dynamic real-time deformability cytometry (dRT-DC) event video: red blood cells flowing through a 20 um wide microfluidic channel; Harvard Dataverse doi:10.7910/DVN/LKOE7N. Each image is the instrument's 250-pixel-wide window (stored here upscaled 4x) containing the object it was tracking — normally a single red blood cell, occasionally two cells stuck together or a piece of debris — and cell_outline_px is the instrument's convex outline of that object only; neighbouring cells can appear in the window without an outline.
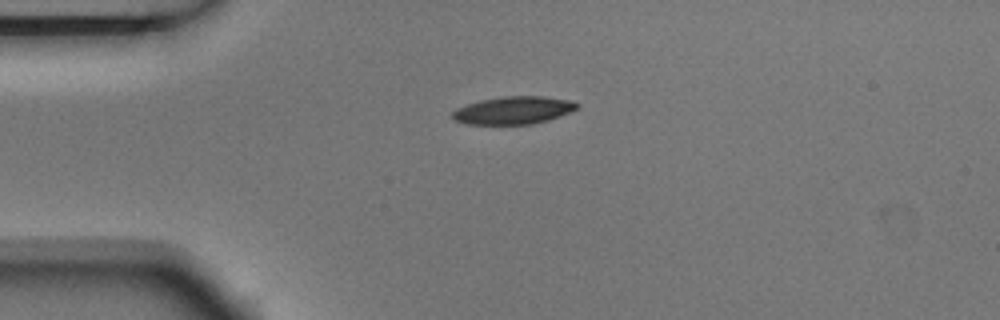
{"species": "Egyptian fruit bat (a non-hibernating species)", "species_latin": "Rousettus aegyptiacus", "temperature_condition": "room temperature", "stored_images_in_passage": 3, "camera_frame_rate_fps": 3000, "um_per_image_px": 0.085, "animal": {"sex": "male"}, "frame": {"image": 1, "passage_image": 1, "time_ms": 0.0, "image_size_px": [1000, 320], "cell_outline_px": [[580, 108], [560, 116], [548, 120], [532, 124], [468, 124], [452, 120], [452, 112], [456, 108], [480, 100], [504, 96], [540, 96], [568, 100], [580, 104]], "centroid_in_image_um": [43.64, 9.38], "position_along_channel_um": 41.4, "area_um2": 20.11}}
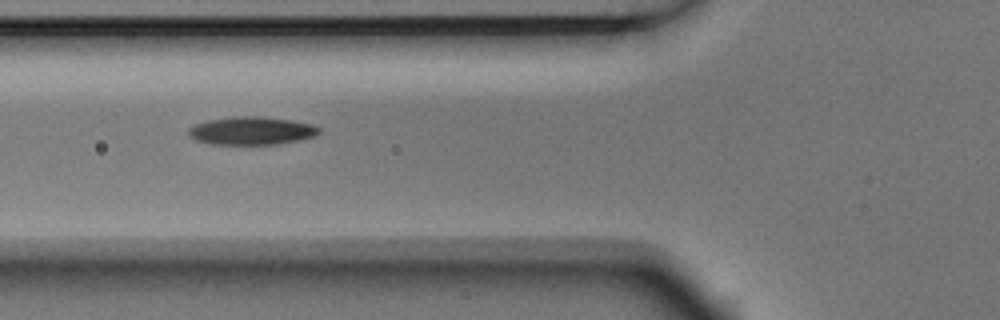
{"frame": {"image": 2, "passage_image": 3, "time_ms": 0.667, "image_size_px": [1000, 320], "cell_outline_px": [[320, 132], [316, 136], [300, 140], [276, 144], [212, 144], [196, 140], [188, 136], [188, 128], [196, 124], [208, 120], [232, 116], [260, 116], [292, 120], [312, 124], [320, 128]], "centroid_in_image_um": [21.39, 11.11], "position_along_channel_um": 104.4, "area_um2": 21.44}}